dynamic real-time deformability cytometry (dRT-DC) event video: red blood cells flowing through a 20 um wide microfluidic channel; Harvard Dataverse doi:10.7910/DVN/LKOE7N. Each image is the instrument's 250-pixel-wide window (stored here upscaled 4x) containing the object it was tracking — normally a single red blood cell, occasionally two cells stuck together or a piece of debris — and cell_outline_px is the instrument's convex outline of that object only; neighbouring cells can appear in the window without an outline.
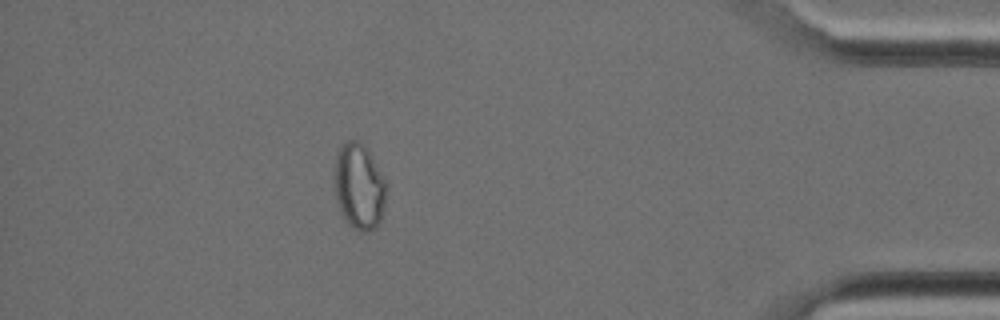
{"species": "Egyptian fruit bat (a non-hibernating species)", "species_latin": "Rousettus aegyptiacus", "temperature_condition": "cold", "stored_images_in_passage": 31, "camera_frame_rate_fps": 3000, "um_per_image_px": 0.085, "animal": {"sex": "female"}, "frame": {"image": 1, "passage_image": 27, "time_ms": 8.667, "image_size_px": [1000, 320], "cell_outline_px": [[388, 188], [384, 208], [380, 220], [368, 232], [360, 232], [348, 224], [344, 220], [340, 212], [336, 196], [336, 156], [340, 148], [348, 140], [356, 140], [364, 144], [368, 148], [388, 180]], "centroid_in_image_um": [30.59, 15.84], "position_along_channel_um": 404.6, "area_um2": 26.3}}